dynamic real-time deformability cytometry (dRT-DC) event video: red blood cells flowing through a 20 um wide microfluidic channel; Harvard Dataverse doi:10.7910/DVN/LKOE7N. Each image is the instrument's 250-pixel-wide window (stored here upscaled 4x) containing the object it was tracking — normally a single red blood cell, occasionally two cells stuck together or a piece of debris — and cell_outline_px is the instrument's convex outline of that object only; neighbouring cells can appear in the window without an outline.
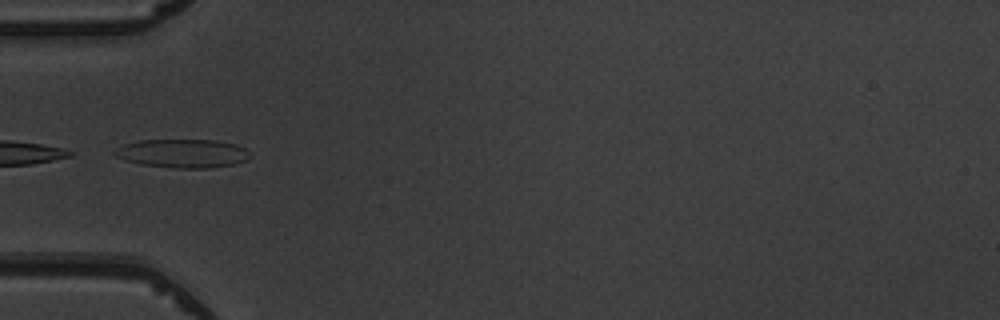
{"species": "common noctule bat (a hibernating species)", "species_latin": "Nyctalus noctula", "temperature_condition": "warm", "stored_images_in_passage": 4, "camera_frame_rate_fps": 3000, "um_per_image_px": 0.085, "animal": {"sex": "male", "body_mass_g": 19.5, "forearm_length_mm": 54.6}, "frame": {"image": 1, "passage_image": 4, "time_ms": 3.333, "image_size_px": [1000, 320], "cell_outline_px": [[252, 156], [248, 160], [236, 164], [212, 168], [176, 168], [140, 164], [124, 160], [116, 156], [112, 152], [116, 148], [124, 144], [140, 140], [216, 140], [236, 144], [244, 148]], "centroid_in_image_um": [15.55, 13.04], "position_along_channel_um": 69.5, "area_um2": 22.77}}